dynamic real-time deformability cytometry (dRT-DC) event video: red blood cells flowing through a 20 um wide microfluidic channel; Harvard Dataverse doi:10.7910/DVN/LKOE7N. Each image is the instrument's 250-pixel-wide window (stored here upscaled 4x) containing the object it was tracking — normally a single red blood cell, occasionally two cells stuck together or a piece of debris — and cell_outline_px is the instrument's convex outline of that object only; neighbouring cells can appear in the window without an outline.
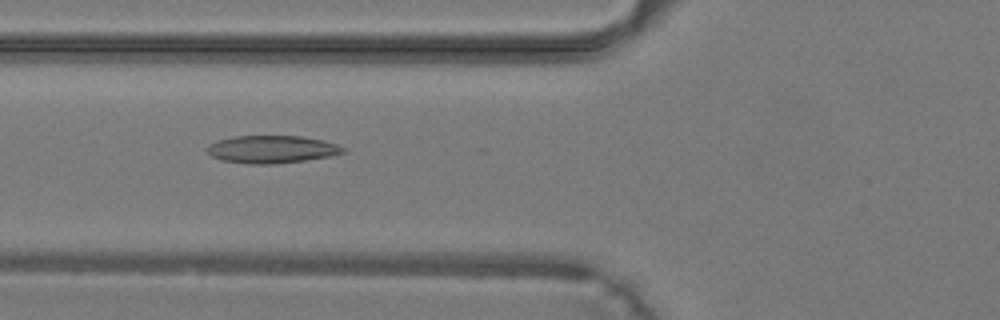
{"species": "common noctule bat (a hibernating species)", "species_latin": "Nyctalus noctula", "temperature_condition": "warm", "stored_images_in_passage": 10, "camera_frame_rate_fps": 3000, "um_per_image_px": 0.085, "animal": {"sex": "male", "body_mass_g": 19.2, "forearm_length_mm": 51.8}, "frame": {"image": 1, "passage_image": 6, "time_ms": 1.667, "image_size_px": [1000, 320], "cell_outline_px": [[344, 152], [328, 156], [304, 160], [272, 164], [248, 164], [220, 160], [212, 156], [204, 148], [208, 144], [220, 140], [236, 136], [300, 136], [324, 140], [336, 144], [344, 148]], "centroid_in_image_um": [23.05, 12.69], "position_along_channel_um": 102.8, "area_um2": 21.73}}
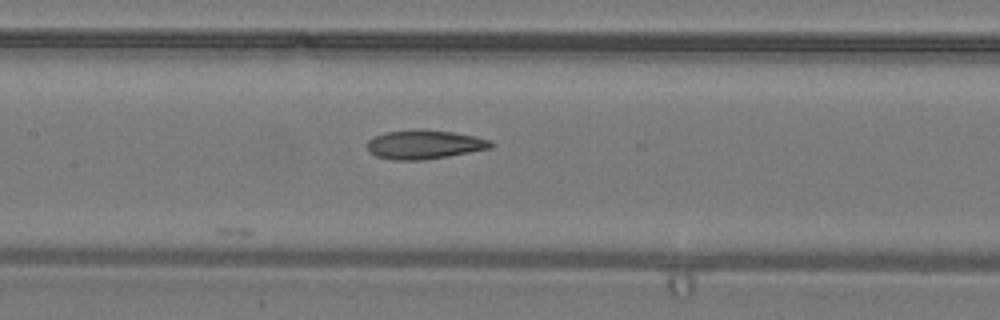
{"frame": {"image": 2, "passage_image": 10, "time_ms": 3.0, "image_size_px": [1000, 320], "cell_outline_px": [[496, 144], [492, 148], [448, 156], [424, 160], [392, 160], [376, 156], [368, 152], [368, 140], [384, 132], [452, 132], [476, 136], [488, 140]], "centroid_in_image_um": [36.1, 12.33], "position_along_channel_um": 171.3, "area_um2": 20.11}}